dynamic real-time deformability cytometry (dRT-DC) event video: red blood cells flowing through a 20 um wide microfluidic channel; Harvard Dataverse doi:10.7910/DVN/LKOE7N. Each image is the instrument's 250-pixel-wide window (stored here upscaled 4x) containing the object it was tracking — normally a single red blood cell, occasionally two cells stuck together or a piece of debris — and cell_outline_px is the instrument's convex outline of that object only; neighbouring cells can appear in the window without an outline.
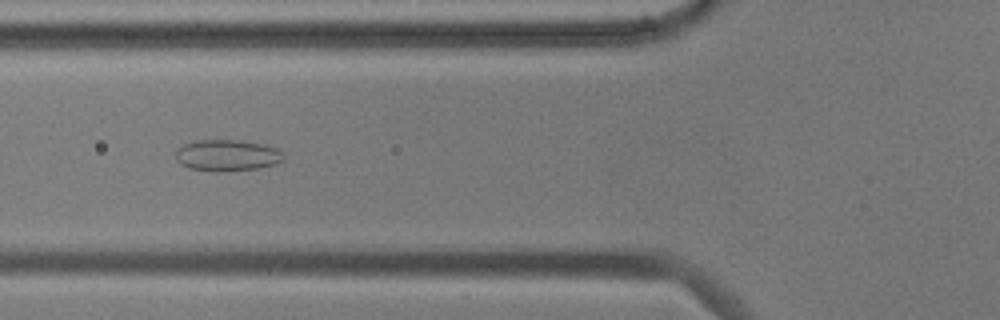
{"species": "common noctule bat (a hibernating species)", "species_latin": "Nyctalus noctula", "temperature_condition": "cold", "stored_images_in_passage": 55, "camera_frame_rate_fps": 3000, "um_per_image_px": 0.085, "animal": {"sex": "male", "body_mass_g": 17.9, "forearm_length_mm": 54.2}, "frame": {"image": 1, "passage_image": 20, "time_ms": 6.333, "image_size_px": [1000, 320], "cell_outline_px": [[284, 160], [276, 164], [260, 168], [216, 172], [188, 168], [180, 164], [176, 160], [176, 148], [184, 144], [196, 140], [240, 140], [264, 144], [276, 148], [284, 152]], "centroid_in_image_um": [19.31, 13.2], "position_along_channel_um": 106.5, "area_um2": 20.06}}
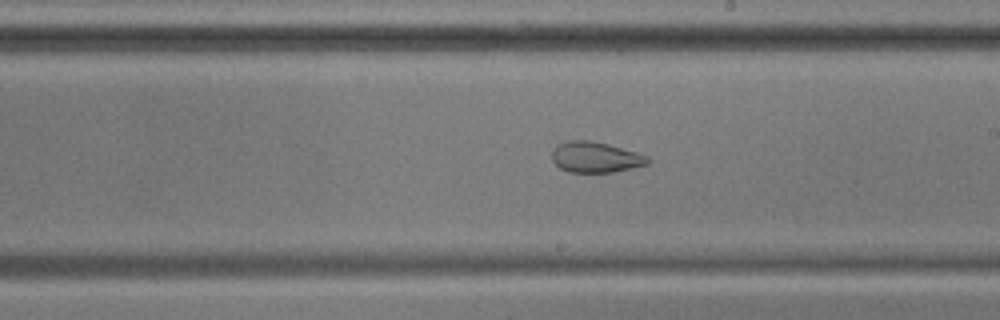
{"frame": {"image": 2, "passage_image": 31, "time_ms": 10.0, "image_size_px": [1000, 320], "cell_outline_px": [[648, 164], [612, 172], [568, 172], [560, 168], [552, 160], [552, 152], [556, 144], [568, 140], [592, 140], [608, 144], [636, 152], [648, 156]], "centroid_in_image_um": [50.57, 13.35], "position_along_channel_um": 238.4, "area_um2": 17.11}}
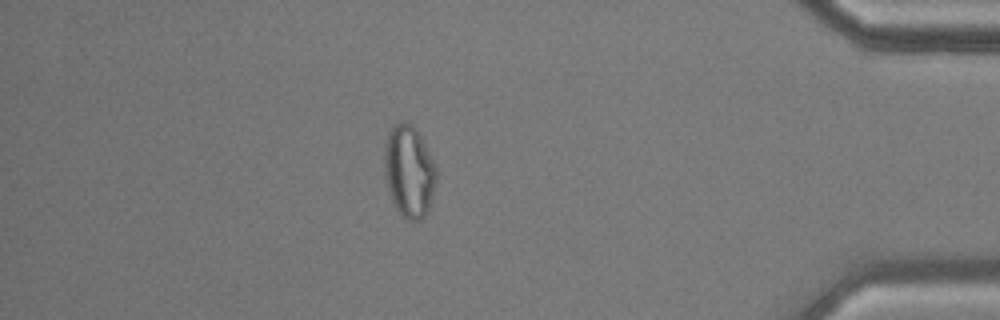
{"frame": {"image": 3, "passage_image": 48, "time_ms": 15.667, "image_size_px": [1000, 320], "cell_outline_px": [[436, 180], [428, 212], [420, 220], [408, 220], [400, 216], [392, 204], [384, 176], [384, 144], [388, 132], [392, 124], [400, 120], [404, 120], [412, 124], [420, 136], [436, 168]], "centroid_in_image_um": [34.72, 14.56], "position_along_channel_um": 400.5, "area_um2": 28.26}, "authors_computed_cell_mechanics": {"area_um2": 25.3164, "velocity_mm_per_s": 3.5833, "shape_relaxation_time_tau1_ms": null, "shape_relaxation_time_tau2_ms": 1.2582, "deformation_change_tau1": null, "deformation_change_tau2": 0.0668}}